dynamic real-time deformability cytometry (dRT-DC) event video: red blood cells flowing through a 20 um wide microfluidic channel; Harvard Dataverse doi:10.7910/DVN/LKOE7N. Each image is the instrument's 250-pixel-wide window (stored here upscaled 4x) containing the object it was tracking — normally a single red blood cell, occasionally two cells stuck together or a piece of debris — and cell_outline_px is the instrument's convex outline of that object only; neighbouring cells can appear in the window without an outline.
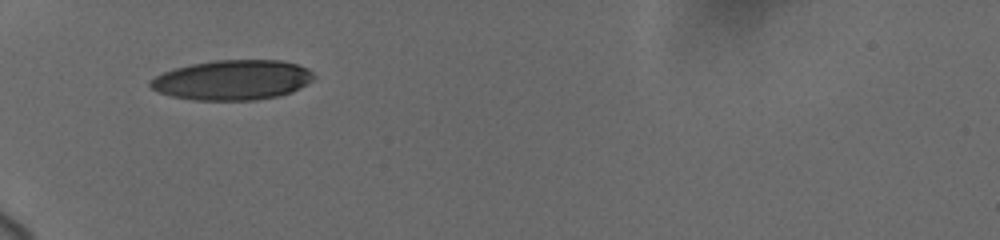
{"species": "human", "species_latin": "Homo sapiens", "temperature_condition": "cold", "stored_images_in_passage": 22, "camera_frame_rate_fps": 3000, "um_per_image_px": 0.085, "donor": {"sex": "female"}, "frame": {"image": 1, "passage_image": 1, "time_ms": 0.0, "image_size_px": [1000, 240], "cell_outline_px": [[316, 76], [312, 80], [300, 88], [292, 92], [276, 96], [256, 100], [192, 100], [172, 96], [160, 92], [152, 88], [148, 84], [148, 80], [164, 72], [176, 68], [192, 64], [216, 60], [280, 60], [296, 64], [308, 68]], "centroid_in_image_um": [19.77, 6.8], "position_along_channel_um": 65.2, "area_um2": 37.97}}
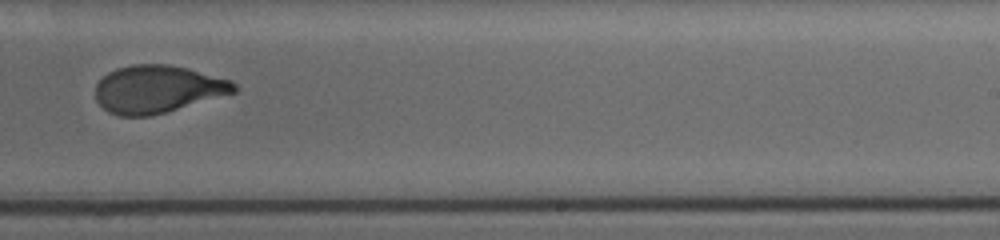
{"frame": {"image": 2, "passage_image": 11, "time_ms": 6.0, "image_size_px": [1000, 240], "cell_outline_px": [[236, 92], [164, 112], [148, 116], [120, 116], [108, 112], [96, 100], [96, 84], [108, 72], [116, 68], [132, 64], [168, 64], [232, 80], [236, 84]], "centroid_in_image_um": [13.36, 7.57], "position_along_channel_um": 275.6, "area_um2": 38.03}}
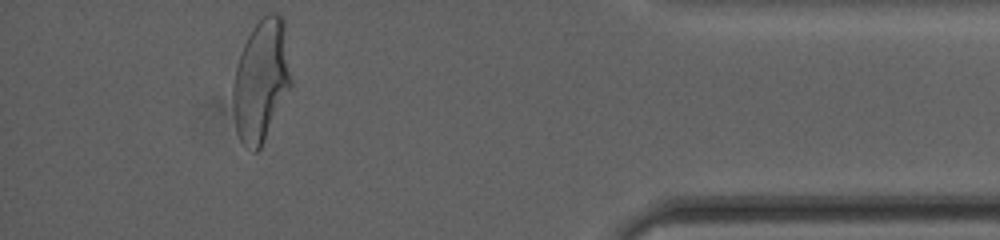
{"frame": {"image": 3, "passage_image": 21, "time_ms": 10.667, "image_size_px": [1000, 240], "cell_outline_px": [[292, 84], [260, 148], [256, 152], [252, 152], [240, 140], [236, 132], [232, 100], [232, 84], [236, 68], [244, 44], [252, 28], [268, 12], [276, 12], [284, 20], [292, 80]], "centroid_in_image_um": [22.19, 6.84], "position_along_channel_um": 413.0, "area_um2": 41.15}, "authors_computed_cell_mechanics": {"area_um2": 39.5063, "velocity_mm_per_s": 3.6989, "shape_relaxation_time_tau1_ms": 3.9795, "shape_relaxation_time_tau2_ms": 1.0341, "deformation_change_tau1": 0.1889, "deformation_change_tau2": 0.0659}}